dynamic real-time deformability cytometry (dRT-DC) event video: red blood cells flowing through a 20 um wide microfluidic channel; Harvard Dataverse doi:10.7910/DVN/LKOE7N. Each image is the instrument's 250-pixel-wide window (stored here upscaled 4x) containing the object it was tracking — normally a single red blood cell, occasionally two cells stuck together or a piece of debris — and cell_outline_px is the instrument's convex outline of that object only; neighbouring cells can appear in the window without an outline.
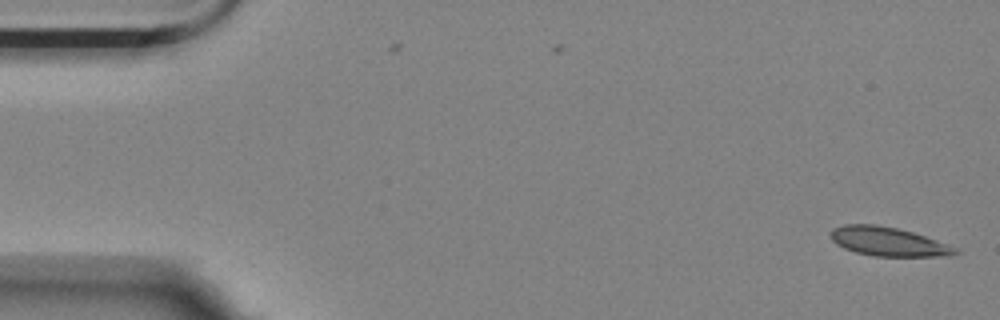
{"species": "Egyptian fruit bat (a non-hibernating species)", "species_latin": "Rousettus aegyptiacus", "temperature_condition": "room temperature", "stored_images_in_passage": 55, "camera_frame_rate_fps": 3000, "um_per_image_px": 0.085, "animal": {"sex": "female"}, "frame": {"image": 1, "passage_image": 1, "time_ms": 0.0, "image_size_px": [1000, 320], "cell_outline_px": [[960, 252], [952, 256], [872, 256], [856, 252], [844, 248], [836, 244], [828, 236], [832, 228], [844, 224], [876, 224], [896, 228], [912, 232], [948, 244], [956, 248]], "centroid_in_image_um": [75.46, 20.53], "position_along_channel_um": 9.5, "area_um2": 21.1}}
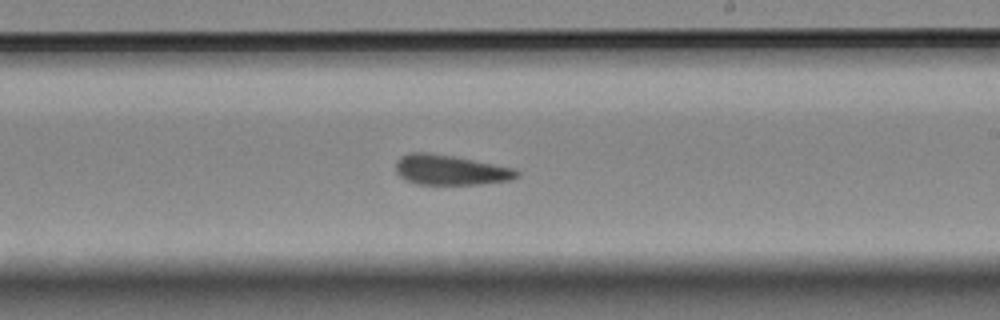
{"frame": {"image": 2, "passage_image": 32, "time_ms": 10.333, "image_size_px": [1000, 320], "cell_outline_px": [[520, 176], [512, 180], [480, 184], [416, 184], [404, 180], [396, 172], [396, 160], [400, 156], [408, 152], [424, 152], [452, 156], [512, 168], [520, 172]], "centroid_in_image_um": [38.24, 14.45], "position_along_channel_um": 250.8, "area_um2": 21.15}}
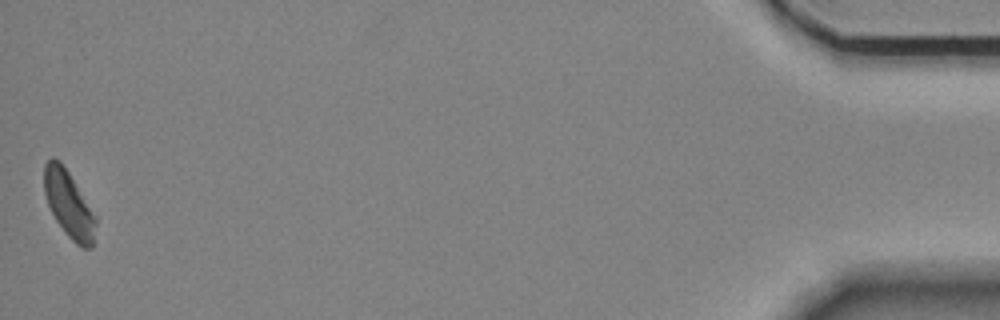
{"frame": {"image": 3, "passage_image": 55, "time_ms": 18.0, "image_size_px": [1000, 320], "cell_outline_px": [[96, 224], [92, 248], [80, 248], [64, 232], [56, 220], [48, 204], [44, 192], [44, 164], [52, 156], [60, 160], [68, 172], [96, 216]], "centroid_in_image_um": [5.84, 17.37], "position_along_channel_um": 429.4, "area_um2": 19.88}, "authors_computed_cell_mechanics": {"area_um2": 21.2126, "velocity_mm_per_s": 3.5346, "shape_relaxation_time_tau1_ms": 7.1673, "shape_relaxation_time_tau2_ms": 2.5815, "deformation_change_tau1": 0.1483, "deformation_change_tau2": 0.078}}